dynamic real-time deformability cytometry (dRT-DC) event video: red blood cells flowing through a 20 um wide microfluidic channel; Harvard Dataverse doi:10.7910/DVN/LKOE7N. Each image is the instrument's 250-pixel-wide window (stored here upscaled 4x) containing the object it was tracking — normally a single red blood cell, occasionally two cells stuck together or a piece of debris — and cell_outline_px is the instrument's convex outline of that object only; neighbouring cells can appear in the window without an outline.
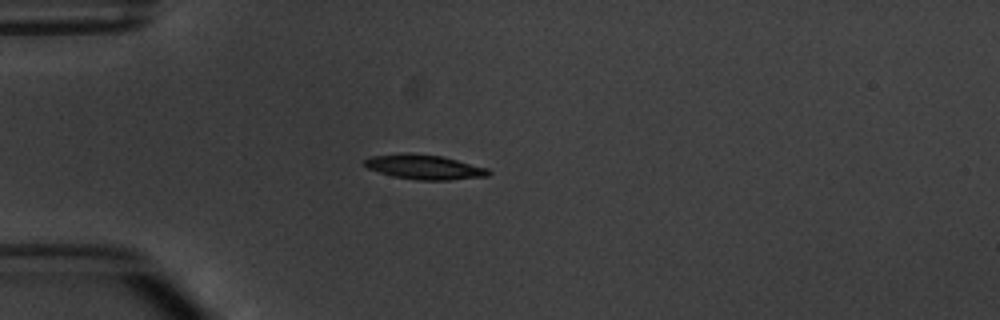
{"species": "common noctule bat (a hibernating species)", "species_latin": "Nyctalus noctula", "temperature_condition": "warm", "stored_images_in_passage": 4, "camera_frame_rate_fps": 3000, "um_per_image_px": 0.085, "animal": {"sex": "male", "body_mass_g": 20.1, "forearm_length_mm": 53.5}, "frame": {"image": 1, "passage_image": 3, "time_ms": 3.333, "image_size_px": [1000, 320], "cell_outline_px": [[492, 172], [488, 176], [448, 180], [416, 180], [392, 176], [368, 168], [360, 160], [368, 156], [400, 152], [408, 152], [444, 156], [488, 168]], "centroid_in_image_um": [36.02, 14.17], "position_along_channel_um": 49.0, "area_um2": 18.26}}